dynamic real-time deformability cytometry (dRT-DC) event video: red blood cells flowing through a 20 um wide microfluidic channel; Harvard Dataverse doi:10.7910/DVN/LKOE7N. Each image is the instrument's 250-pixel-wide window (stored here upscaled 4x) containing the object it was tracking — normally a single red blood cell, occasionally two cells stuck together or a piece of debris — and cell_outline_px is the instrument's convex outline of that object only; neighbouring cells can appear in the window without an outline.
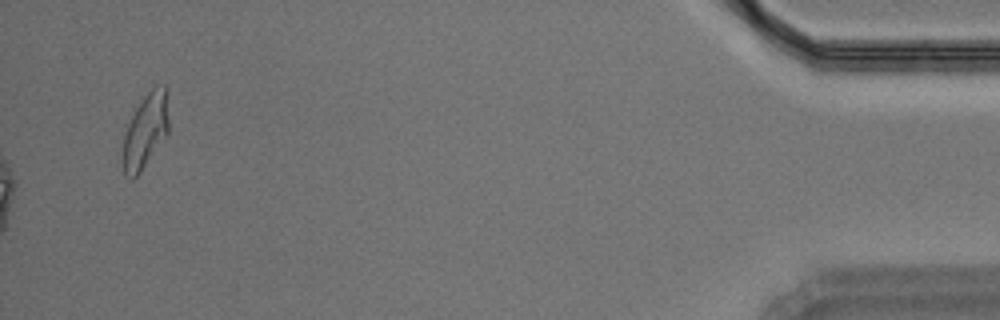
{"species": "Egyptian fruit bat (a non-hibernating species)", "species_latin": "Rousettus aegyptiacus", "temperature_condition": "warm", "stored_images_in_passage": 48, "camera_frame_rate_fps": 3000, "um_per_image_px": 0.085, "animal": {"sex": "male"}, "frame": {"image": 1, "passage_image": 48, "time_ms": 15.667, "image_size_px": [1000, 320], "cell_outline_px": [[168, 132], [140, 172], [132, 180], [124, 172], [124, 136], [128, 124], [136, 108], [144, 96], [156, 84], [164, 84], [168, 88]], "centroid_in_image_um": [12.41, 11.04], "position_along_channel_um": 422.8, "area_um2": 19.59}, "authors_computed_cell_mechanics": {"area_um2": 19.8254, "velocity_mm_per_s": 3.4968, "shape_relaxation_time_tau1_ms": 4.6732, "shape_relaxation_time_tau2_ms": 2.9492, "deformation_change_tau1": 0.1731, "deformation_change_tau2": 0.0878}}